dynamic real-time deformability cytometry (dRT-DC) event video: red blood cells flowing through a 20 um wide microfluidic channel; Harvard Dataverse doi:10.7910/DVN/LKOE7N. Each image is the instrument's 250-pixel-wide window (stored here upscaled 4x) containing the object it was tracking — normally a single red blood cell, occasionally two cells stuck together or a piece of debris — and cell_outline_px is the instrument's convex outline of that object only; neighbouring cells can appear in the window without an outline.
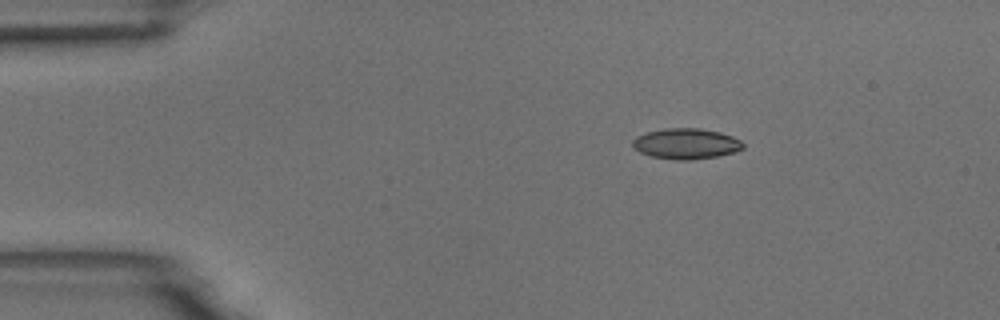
{"species": "common noctule bat (a hibernating species)", "species_latin": "Nyctalus noctula", "temperature_condition": "room temperature", "stored_images_in_passage": 46, "camera_frame_rate_fps": 3000, "um_per_image_px": 0.085, "animal": {"sex": "male", "body_mass_g": 18.8}, "frame": {"image": 1, "passage_image": 1, "time_ms": 0.0, "image_size_px": [1000, 320], "cell_outline_px": [[744, 148], [736, 152], [716, 156], [692, 160], [676, 160], [652, 156], [640, 152], [632, 148], [632, 140], [636, 136], [644, 132], [664, 128], [700, 128], [720, 132], [732, 136], [740, 140], [744, 144]], "centroid_in_image_um": [58.3, 12.21], "position_along_channel_um": 26.7, "area_um2": 19.94}}
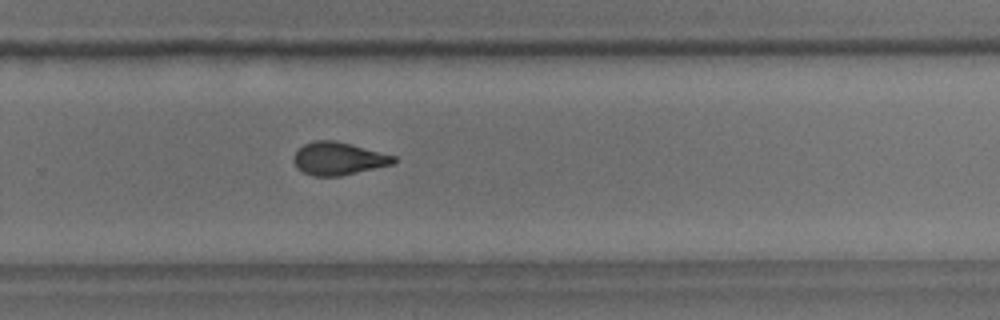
{"frame": {"image": 2, "passage_image": 28, "time_ms": 9.0, "image_size_px": [1000, 320], "cell_outline_px": [[396, 164], [340, 176], [312, 176], [296, 168], [292, 160], [296, 152], [304, 144], [316, 140], [336, 140], [352, 144], [396, 156]], "centroid_in_image_um": [28.78, 13.48], "position_along_channel_um": 301.0, "area_um2": 19.31}}
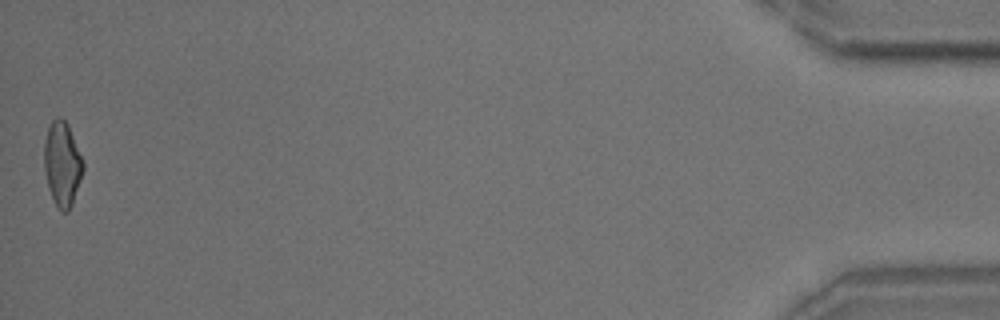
{"frame": {"image": 3, "passage_image": 46, "time_ms": 15.0, "image_size_px": [1000, 320], "cell_outline_px": [[84, 168], [72, 204], [68, 212], [60, 212], [48, 188], [44, 172], [44, 144], [48, 124], [56, 116], [60, 116], [68, 124], [84, 160]], "centroid_in_image_um": [5.28, 13.89], "position_along_channel_um": 429.9, "area_um2": 19.42}, "authors_computed_cell_mechanics": {"area_um2": 19.3919, "velocity_mm_per_s": 3.7288, "shape_relaxation_time_tau1_ms": 7.3872, "shape_relaxation_time_tau2_ms": 1.8411, "deformation_change_tau1": 0.178, "deformation_change_tau2": 0.0859}}